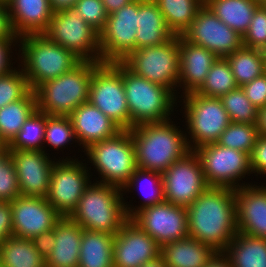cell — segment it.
Instances as JSON below:
<instances>
[{"mask_svg": "<svg viewBox=\"0 0 266 267\" xmlns=\"http://www.w3.org/2000/svg\"><path fill=\"white\" fill-rule=\"evenodd\" d=\"M189 237L223 252L238 233L235 190L208 187L187 207Z\"/></svg>", "mask_w": 266, "mask_h": 267, "instance_id": "obj_1", "label": "cell"}, {"mask_svg": "<svg viewBox=\"0 0 266 267\" xmlns=\"http://www.w3.org/2000/svg\"><path fill=\"white\" fill-rule=\"evenodd\" d=\"M173 122L170 119L138 125L129 130L138 168L163 173L190 151L186 132Z\"/></svg>", "mask_w": 266, "mask_h": 267, "instance_id": "obj_2", "label": "cell"}, {"mask_svg": "<svg viewBox=\"0 0 266 267\" xmlns=\"http://www.w3.org/2000/svg\"><path fill=\"white\" fill-rule=\"evenodd\" d=\"M19 43V60L15 61H19L33 91L42 83L69 72L82 61L72 51L53 43L43 33L23 35L19 37Z\"/></svg>", "mask_w": 266, "mask_h": 267, "instance_id": "obj_3", "label": "cell"}, {"mask_svg": "<svg viewBox=\"0 0 266 267\" xmlns=\"http://www.w3.org/2000/svg\"><path fill=\"white\" fill-rule=\"evenodd\" d=\"M123 196L122 188L91 182L68 217L83 229L115 235L129 219Z\"/></svg>", "mask_w": 266, "mask_h": 267, "instance_id": "obj_4", "label": "cell"}, {"mask_svg": "<svg viewBox=\"0 0 266 267\" xmlns=\"http://www.w3.org/2000/svg\"><path fill=\"white\" fill-rule=\"evenodd\" d=\"M112 63L122 72L130 129L171 119L178 105V97L171 90L135 75L122 62Z\"/></svg>", "mask_w": 266, "mask_h": 267, "instance_id": "obj_5", "label": "cell"}, {"mask_svg": "<svg viewBox=\"0 0 266 267\" xmlns=\"http://www.w3.org/2000/svg\"><path fill=\"white\" fill-rule=\"evenodd\" d=\"M100 64L81 61L69 72L39 85L34 90L37 110L49 116H69L88 102L93 71Z\"/></svg>", "mask_w": 266, "mask_h": 267, "instance_id": "obj_6", "label": "cell"}, {"mask_svg": "<svg viewBox=\"0 0 266 267\" xmlns=\"http://www.w3.org/2000/svg\"><path fill=\"white\" fill-rule=\"evenodd\" d=\"M85 155L96 169L100 180L105 183L122 188L129 182L130 177L137 168L135 146L129 130H121L115 136L92 144Z\"/></svg>", "mask_w": 266, "mask_h": 267, "instance_id": "obj_7", "label": "cell"}, {"mask_svg": "<svg viewBox=\"0 0 266 267\" xmlns=\"http://www.w3.org/2000/svg\"><path fill=\"white\" fill-rule=\"evenodd\" d=\"M184 104L187 142L190 150L217 143L223 131L231 123L220 98L206 97L196 92L180 96ZM180 100V101H179ZM190 139V140H189Z\"/></svg>", "mask_w": 266, "mask_h": 267, "instance_id": "obj_8", "label": "cell"}, {"mask_svg": "<svg viewBox=\"0 0 266 267\" xmlns=\"http://www.w3.org/2000/svg\"><path fill=\"white\" fill-rule=\"evenodd\" d=\"M121 62L135 75L164 86L180 98V95H177L180 69L179 36L174 35L162 45L132 51Z\"/></svg>", "mask_w": 266, "mask_h": 267, "instance_id": "obj_9", "label": "cell"}, {"mask_svg": "<svg viewBox=\"0 0 266 267\" xmlns=\"http://www.w3.org/2000/svg\"><path fill=\"white\" fill-rule=\"evenodd\" d=\"M43 34L82 61L101 62L99 32L73 8L53 12L49 27Z\"/></svg>", "mask_w": 266, "mask_h": 267, "instance_id": "obj_10", "label": "cell"}, {"mask_svg": "<svg viewBox=\"0 0 266 267\" xmlns=\"http://www.w3.org/2000/svg\"><path fill=\"white\" fill-rule=\"evenodd\" d=\"M194 151L198 155L209 187L236 190L241 186L249 185L242 180L245 175L252 174L248 153L224 147L218 143L204 145Z\"/></svg>", "mask_w": 266, "mask_h": 267, "instance_id": "obj_11", "label": "cell"}, {"mask_svg": "<svg viewBox=\"0 0 266 267\" xmlns=\"http://www.w3.org/2000/svg\"><path fill=\"white\" fill-rule=\"evenodd\" d=\"M87 165L86 161L83 163L82 160L72 159L70 156L59 158L52 168L46 199L62 217L72 213L83 192L92 182L90 178L93 175Z\"/></svg>", "mask_w": 266, "mask_h": 267, "instance_id": "obj_12", "label": "cell"}, {"mask_svg": "<svg viewBox=\"0 0 266 267\" xmlns=\"http://www.w3.org/2000/svg\"><path fill=\"white\" fill-rule=\"evenodd\" d=\"M88 101L122 130H130L122 72L113 63H101L93 71Z\"/></svg>", "mask_w": 266, "mask_h": 267, "instance_id": "obj_13", "label": "cell"}, {"mask_svg": "<svg viewBox=\"0 0 266 267\" xmlns=\"http://www.w3.org/2000/svg\"><path fill=\"white\" fill-rule=\"evenodd\" d=\"M138 31V0H133L118 11L108 15L99 32L101 63L123 61L135 51Z\"/></svg>", "mask_w": 266, "mask_h": 267, "instance_id": "obj_14", "label": "cell"}, {"mask_svg": "<svg viewBox=\"0 0 266 267\" xmlns=\"http://www.w3.org/2000/svg\"><path fill=\"white\" fill-rule=\"evenodd\" d=\"M164 199L188 207L209 185L195 151L190 150L162 173Z\"/></svg>", "mask_w": 266, "mask_h": 267, "instance_id": "obj_15", "label": "cell"}, {"mask_svg": "<svg viewBox=\"0 0 266 267\" xmlns=\"http://www.w3.org/2000/svg\"><path fill=\"white\" fill-rule=\"evenodd\" d=\"M131 219L160 247L189 236L187 208L165 200L141 209Z\"/></svg>", "mask_w": 266, "mask_h": 267, "instance_id": "obj_16", "label": "cell"}, {"mask_svg": "<svg viewBox=\"0 0 266 267\" xmlns=\"http://www.w3.org/2000/svg\"><path fill=\"white\" fill-rule=\"evenodd\" d=\"M182 37L225 58L243 46L242 36L218 19L204 4Z\"/></svg>", "mask_w": 266, "mask_h": 267, "instance_id": "obj_17", "label": "cell"}, {"mask_svg": "<svg viewBox=\"0 0 266 267\" xmlns=\"http://www.w3.org/2000/svg\"><path fill=\"white\" fill-rule=\"evenodd\" d=\"M12 234L32 239L34 236L55 228L62 216L46 198L20 195L11 202Z\"/></svg>", "mask_w": 266, "mask_h": 267, "instance_id": "obj_18", "label": "cell"}, {"mask_svg": "<svg viewBox=\"0 0 266 267\" xmlns=\"http://www.w3.org/2000/svg\"><path fill=\"white\" fill-rule=\"evenodd\" d=\"M17 174L20 195L46 198L55 160L44 150H7Z\"/></svg>", "mask_w": 266, "mask_h": 267, "instance_id": "obj_19", "label": "cell"}, {"mask_svg": "<svg viewBox=\"0 0 266 267\" xmlns=\"http://www.w3.org/2000/svg\"><path fill=\"white\" fill-rule=\"evenodd\" d=\"M161 247L129 218L115 234L114 267H140L160 256Z\"/></svg>", "mask_w": 266, "mask_h": 267, "instance_id": "obj_20", "label": "cell"}, {"mask_svg": "<svg viewBox=\"0 0 266 267\" xmlns=\"http://www.w3.org/2000/svg\"><path fill=\"white\" fill-rule=\"evenodd\" d=\"M250 183L235 190L238 232L266 239V185Z\"/></svg>", "mask_w": 266, "mask_h": 267, "instance_id": "obj_21", "label": "cell"}, {"mask_svg": "<svg viewBox=\"0 0 266 267\" xmlns=\"http://www.w3.org/2000/svg\"><path fill=\"white\" fill-rule=\"evenodd\" d=\"M69 117L73 125L76 142L84 150L94 143L115 136L122 130L89 101L82 103Z\"/></svg>", "mask_w": 266, "mask_h": 267, "instance_id": "obj_22", "label": "cell"}, {"mask_svg": "<svg viewBox=\"0 0 266 267\" xmlns=\"http://www.w3.org/2000/svg\"><path fill=\"white\" fill-rule=\"evenodd\" d=\"M179 47L178 90H183L182 96V94L196 92L202 86L210 68L218 57L208 49L188 42L182 36H179Z\"/></svg>", "mask_w": 266, "mask_h": 267, "instance_id": "obj_23", "label": "cell"}, {"mask_svg": "<svg viewBox=\"0 0 266 267\" xmlns=\"http://www.w3.org/2000/svg\"><path fill=\"white\" fill-rule=\"evenodd\" d=\"M6 4L15 36L41 34L48 29L53 16L49 0H8Z\"/></svg>", "mask_w": 266, "mask_h": 267, "instance_id": "obj_24", "label": "cell"}, {"mask_svg": "<svg viewBox=\"0 0 266 267\" xmlns=\"http://www.w3.org/2000/svg\"><path fill=\"white\" fill-rule=\"evenodd\" d=\"M55 246L45 259L46 267H79L83 228L68 216L55 225Z\"/></svg>", "mask_w": 266, "mask_h": 267, "instance_id": "obj_25", "label": "cell"}, {"mask_svg": "<svg viewBox=\"0 0 266 267\" xmlns=\"http://www.w3.org/2000/svg\"><path fill=\"white\" fill-rule=\"evenodd\" d=\"M173 36L157 4L153 0H138V31L135 50L162 45Z\"/></svg>", "mask_w": 266, "mask_h": 267, "instance_id": "obj_26", "label": "cell"}, {"mask_svg": "<svg viewBox=\"0 0 266 267\" xmlns=\"http://www.w3.org/2000/svg\"><path fill=\"white\" fill-rule=\"evenodd\" d=\"M217 252L197 239H185L166 243L161 247L166 267H205Z\"/></svg>", "mask_w": 266, "mask_h": 267, "instance_id": "obj_27", "label": "cell"}, {"mask_svg": "<svg viewBox=\"0 0 266 267\" xmlns=\"http://www.w3.org/2000/svg\"><path fill=\"white\" fill-rule=\"evenodd\" d=\"M146 187L149 190H146ZM135 188L136 190L139 188L138 191L143 194L141 195L143 198L141 200H143V202H141L139 206H134L133 204H127L129 202H126L124 199L125 210L128 218H132L138 211L145 207L153 206L165 200L162 173L140 169L137 167L133 175L130 177L129 182L123 187L122 192H124L123 194H126L127 192L131 193L135 190Z\"/></svg>", "mask_w": 266, "mask_h": 267, "instance_id": "obj_28", "label": "cell"}, {"mask_svg": "<svg viewBox=\"0 0 266 267\" xmlns=\"http://www.w3.org/2000/svg\"><path fill=\"white\" fill-rule=\"evenodd\" d=\"M224 255L232 267H266V239L238 232Z\"/></svg>", "mask_w": 266, "mask_h": 267, "instance_id": "obj_29", "label": "cell"}, {"mask_svg": "<svg viewBox=\"0 0 266 267\" xmlns=\"http://www.w3.org/2000/svg\"><path fill=\"white\" fill-rule=\"evenodd\" d=\"M115 235L83 229L79 267H114Z\"/></svg>", "mask_w": 266, "mask_h": 267, "instance_id": "obj_30", "label": "cell"}, {"mask_svg": "<svg viewBox=\"0 0 266 267\" xmlns=\"http://www.w3.org/2000/svg\"><path fill=\"white\" fill-rule=\"evenodd\" d=\"M205 5L241 36L247 31L253 13L259 6L253 0H205Z\"/></svg>", "mask_w": 266, "mask_h": 267, "instance_id": "obj_31", "label": "cell"}, {"mask_svg": "<svg viewBox=\"0 0 266 267\" xmlns=\"http://www.w3.org/2000/svg\"><path fill=\"white\" fill-rule=\"evenodd\" d=\"M37 110L36 95L30 90L22 99L0 108V138L8 145L26 120Z\"/></svg>", "mask_w": 266, "mask_h": 267, "instance_id": "obj_32", "label": "cell"}, {"mask_svg": "<svg viewBox=\"0 0 266 267\" xmlns=\"http://www.w3.org/2000/svg\"><path fill=\"white\" fill-rule=\"evenodd\" d=\"M225 59L230 65L238 87H242L266 72V54L263 50L242 46Z\"/></svg>", "mask_w": 266, "mask_h": 267, "instance_id": "obj_33", "label": "cell"}, {"mask_svg": "<svg viewBox=\"0 0 266 267\" xmlns=\"http://www.w3.org/2000/svg\"><path fill=\"white\" fill-rule=\"evenodd\" d=\"M1 267H46L31 239L11 236L0 244Z\"/></svg>", "mask_w": 266, "mask_h": 267, "instance_id": "obj_34", "label": "cell"}, {"mask_svg": "<svg viewBox=\"0 0 266 267\" xmlns=\"http://www.w3.org/2000/svg\"><path fill=\"white\" fill-rule=\"evenodd\" d=\"M164 16L169 30L176 36H182L190 27L204 0H153Z\"/></svg>", "mask_w": 266, "mask_h": 267, "instance_id": "obj_35", "label": "cell"}, {"mask_svg": "<svg viewBox=\"0 0 266 267\" xmlns=\"http://www.w3.org/2000/svg\"><path fill=\"white\" fill-rule=\"evenodd\" d=\"M46 114L36 110L24 123L21 130L7 145V150H32L46 153L44 145ZM45 148V149H44Z\"/></svg>", "mask_w": 266, "mask_h": 267, "instance_id": "obj_36", "label": "cell"}, {"mask_svg": "<svg viewBox=\"0 0 266 267\" xmlns=\"http://www.w3.org/2000/svg\"><path fill=\"white\" fill-rule=\"evenodd\" d=\"M237 87L229 63L225 58H218L196 93L206 97L220 98Z\"/></svg>", "mask_w": 266, "mask_h": 267, "instance_id": "obj_37", "label": "cell"}, {"mask_svg": "<svg viewBox=\"0 0 266 267\" xmlns=\"http://www.w3.org/2000/svg\"><path fill=\"white\" fill-rule=\"evenodd\" d=\"M220 100L231 122L255 124L258 109L249 101L241 87L221 96Z\"/></svg>", "mask_w": 266, "mask_h": 267, "instance_id": "obj_38", "label": "cell"}, {"mask_svg": "<svg viewBox=\"0 0 266 267\" xmlns=\"http://www.w3.org/2000/svg\"><path fill=\"white\" fill-rule=\"evenodd\" d=\"M258 136L259 134L255 124L231 122L223 131L217 143L221 146L236 149L250 155Z\"/></svg>", "mask_w": 266, "mask_h": 267, "instance_id": "obj_39", "label": "cell"}, {"mask_svg": "<svg viewBox=\"0 0 266 267\" xmlns=\"http://www.w3.org/2000/svg\"><path fill=\"white\" fill-rule=\"evenodd\" d=\"M71 141L76 143L70 117L46 115L44 145L47 143L58 151L70 145Z\"/></svg>", "mask_w": 266, "mask_h": 267, "instance_id": "obj_40", "label": "cell"}, {"mask_svg": "<svg viewBox=\"0 0 266 267\" xmlns=\"http://www.w3.org/2000/svg\"><path fill=\"white\" fill-rule=\"evenodd\" d=\"M0 76V108L22 99L31 89L22 68Z\"/></svg>", "mask_w": 266, "mask_h": 267, "instance_id": "obj_41", "label": "cell"}, {"mask_svg": "<svg viewBox=\"0 0 266 267\" xmlns=\"http://www.w3.org/2000/svg\"><path fill=\"white\" fill-rule=\"evenodd\" d=\"M20 196V187L12 159L7 149L0 152V201L12 202Z\"/></svg>", "mask_w": 266, "mask_h": 267, "instance_id": "obj_42", "label": "cell"}, {"mask_svg": "<svg viewBox=\"0 0 266 267\" xmlns=\"http://www.w3.org/2000/svg\"><path fill=\"white\" fill-rule=\"evenodd\" d=\"M242 43L245 47L266 51V5H259L254 11Z\"/></svg>", "mask_w": 266, "mask_h": 267, "instance_id": "obj_43", "label": "cell"}, {"mask_svg": "<svg viewBox=\"0 0 266 267\" xmlns=\"http://www.w3.org/2000/svg\"><path fill=\"white\" fill-rule=\"evenodd\" d=\"M73 9L98 32L104 28L107 22L108 13L101 0H78Z\"/></svg>", "mask_w": 266, "mask_h": 267, "instance_id": "obj_44", "label": "cell"}, {"mask_svg": "<svg viewBox=\"0 0 266 267\" xmlns=\"http://www.w3.org/2000/svg\"><path fill=\"white\" fill-rule=\"evenodd\" d=\"M249 101L260 109L266 106V72L241 87Z\"/></svg>", "mask_w": 266, "mask_h": 267, "instance_id": "obj_45", "label": "cell"}, {"mask_svg": "<svg viewBox=\"0 0 266 267\" xmlns=\"http://www.w3.org/2000/svg\"><path fill=\"white\" fill-rule=\"evenodd\" d=\"M249 157L252 173L266 176V136H258Z\"/></svg>", "mask_w": 266, "mask_h": 267, "instance_id": "obj_46", "label": "cell"}, {"mask_svg": "<svg viewBox=\"0 0 266 267\" xmlns=\"http://www.w3.org/2000/svg\"><path fill=\"white\" fill-rule=\"evenodd\" d=\"M19 43V39H0V76L5 75L16 68L13 64L12 56L15 53L14 47ZM13 48V50H12ZM14 66V67H13Z\"/></svg>", "mask_w": 266, "mask_h": 267, "instance_id": "obj_47", "label": "cell"}, {"mask_svg": "<svg viewBox=\"0 0 266 267\" xmlns=\"http://www.w3.org/2000/svg\"><path fill=\"white\" fill-rule=\"evenodd\" d=\"M11 202L0 201V244L2 241L13 236Z\"/></svg>", "mask_w": 266, "mask_h": 267, "instance_id": "obj_48", "label": "cell"}, {"mask_svg": "<svg viewBox=\"0 0 266 267\" xmlns=\"http://www.w3.org/2000/svg\"><path fill=\"white\" fill-rule=\"evenodd\" d=\"M34 247L38 250L39 254L46 259L55 246L54 229L34 236L32 239Z\"/></svg>", "mask_w": 266, "mask_h": 267, "instance_id": "obj_49", "label": "cell"}, {"mask_svg": "<svg viewBox=\"0 0 266 267\" xmlns=\"http://www.w3.org/2000/svg\"><path fill=\"white\" fill-rule=\"evenodd\" d=\"M0 39H19L13 34L9 21L7 4L0 1Z\"/></svg>", "mask_w": 266, "mask_h": 267, "instance_id": "obj_50", "label": "cell"}, {"mask_svg": "<svg viewBox=\"0 0 266 267\" xmlns=\"http://www.w3.org/2000/svg\"><path fill=\"white\" fill-rule=\"evenodd\" d=\"M255 126L259 135L266 136V106L257 110Z\"/></svg>", "mask_w": 266, "mask_h": 267, "instance_id": "obj_51", "label": "cell"}, {"mask_svg": "<svg viewBox=\"0 0 266 267\" xmlns=\"http://www.w3.org/2000/svg\"><path fill=\"white\" fill-rule=\"evenodd\" d=\"M101 1L103 2L108 15H111L114 12L121 9L123 6L132 2L133 0H101Z\"/></svg>", "mask_w": 266, "mask_h": 267, "instance_id": "obj_52", "label": "cell"}, {"mask_svg": "<svg viewBox=\"0 0 266 267\" xmlns=\"http://www.w3.org/2000/svg\"><path fill=\"white\" fill-rule=\"evenodd\" d=\"M205 267H232L223 252H217Z\"/></svg>", "mask_w": 266, "mask_h": 267, "instance_id": "obj_53", "label": "cell"}, {"mask_svg": "<svg viewBox=\"0 0 266 267\" xmlns=\"http://www.w3.org/2000/svg\"><path fill=\"white\" fill-rule=\"evenodd\" d=\"M78 0H49L53 12L73 8Z\"/></svg>", "mask_w": 266, "mask_h": 267, "instance_id": "obj_54", "label": "cell"}, {"mask_svg": "<svg viewBox=\"0 0 266 267\" xmlns=\"http://www.w3.org/2000/svg\"><path fill=\"white\" fill-rule=\"evenodd\" d=\"M140 267H166L162 256L142 264Z\"/></svg>", "mask_w": 266, "mask_h": 267, "instance_id": "obj_55", "label": "cell"}, {"mask_svg": "<svg viewBox=\"0 0 266 267\" xmlns=\"http://www.w3.org/2000/svg\"><path fill=\"white\" fill-rule=\"evenodd\" d=\"M7 149V145L5 142L0 138V152H4Z\"/></svg>", "mask_w": 266, "mask_h": 267, "instance_id": "obj_56", "label": "cell"}, {"mask_svg": "<svg viewBox=\"0 0 266 267\" xmlns=\"http://www.w3.org/2000/svg\"><path fill=\"white\" fill-rule=\"evenodd\" d=\"M255 3H257L258 5L264 6L266 5V0H253Z\"/></svg>", "mask_w": 266, "mask_h": 267, "instance_id": "obj_57", "label": "cell"}, {"mask_svg": "<svg viewBox=\"0 0 266 267\" xmlns=\"http://www.w3.org/2000/svg\"><path fill=\"white\" fill-rule=\"evenodd\" d=\"M0 1H3L4 3H7L8 2V0H0Z\"/></svg>", "mask_w": 266, "mask_h": 267, "instance_id": "obj_58", "label": "cell"}]
</instances>
